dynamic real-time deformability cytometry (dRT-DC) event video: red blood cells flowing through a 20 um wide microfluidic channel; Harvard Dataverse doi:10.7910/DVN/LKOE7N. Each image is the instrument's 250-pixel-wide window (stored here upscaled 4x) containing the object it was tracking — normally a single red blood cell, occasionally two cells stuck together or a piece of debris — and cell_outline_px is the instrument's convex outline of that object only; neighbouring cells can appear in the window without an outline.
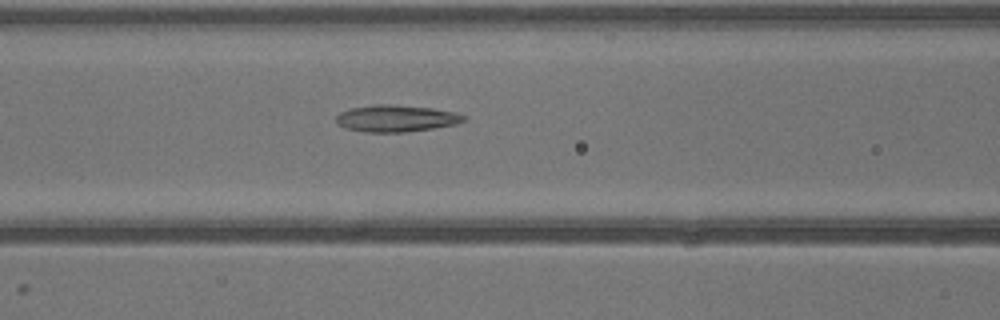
{"species": "common noctule bat (a hibernating species)", "species_latin": "Nyctalus noctula", "temperature_condition": "warm", "stored_images_in_passage": 40, "camera_frame_rate_fps": 3000, "um_per_image_px": 0.085, "animal": {"sex": "male", "body_mass_g": 13.3}, "frame": {"image": 1, "passage_image": 17, "time_ms": 5.333, "image_size_px": [1000, 320], "cell_outline_px": [[464, 120], [456, 124], [432, 128], [404, 132], [364, 132], [344, 128], [336, 124], [336, 116], [340, 112], [352, 108], [376, 104], [392, 104], [432, 108], [456, 112], [464, 116]], "centroid_in_image_um": [33.62, 10.06], "position_along_channel_um": 133.0, "area_um2": 19.88}}
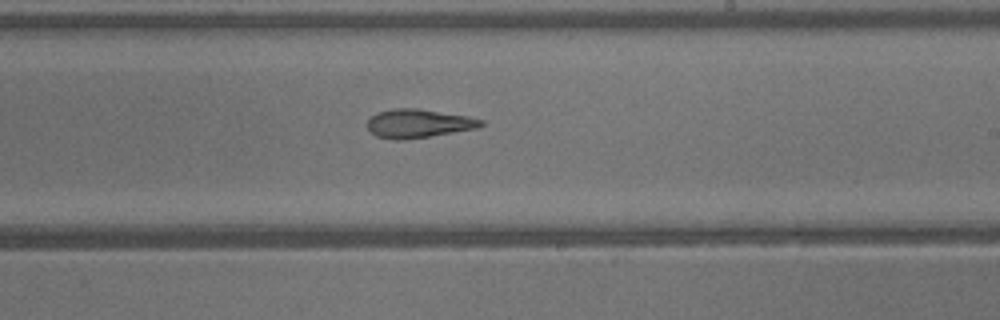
{"frame": {"image": 2, "passage_image": 24, "time_ms": 7.667, "image_size_px": [1000, 320], "cell_outline_px": [[484, 124], [476, 128], [404, 140], [392, 140], [376, 136], [368, 128], [368, 120], [376, 112], [392, 108], [416, 108], [468, 116], [484, 120]], "centroid_in_image_um": [35.54, 10.49], "position_along_channel_um": 253.5, "area_um2": 18.84}}
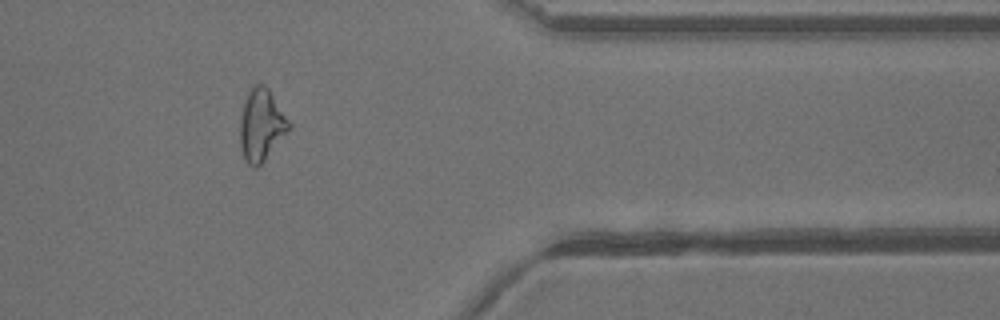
{"frame": {"image": 3, "passage_image": 33, "time_ms": 10.667, "image_size_px": [1000, 320], "cell_outline_px": [[292, 128], [264, 160], [256, 168], [252, 168], [244, 160], [240, 148], [240, 116], [244, 100], [248, 92], [256, 84], [264, 84], [268, 88], [292, 124]], "centroid_in_image_um": [22.21, 10.64], "position_along_channel_um": 389.2, "area_um2": 20.69}}